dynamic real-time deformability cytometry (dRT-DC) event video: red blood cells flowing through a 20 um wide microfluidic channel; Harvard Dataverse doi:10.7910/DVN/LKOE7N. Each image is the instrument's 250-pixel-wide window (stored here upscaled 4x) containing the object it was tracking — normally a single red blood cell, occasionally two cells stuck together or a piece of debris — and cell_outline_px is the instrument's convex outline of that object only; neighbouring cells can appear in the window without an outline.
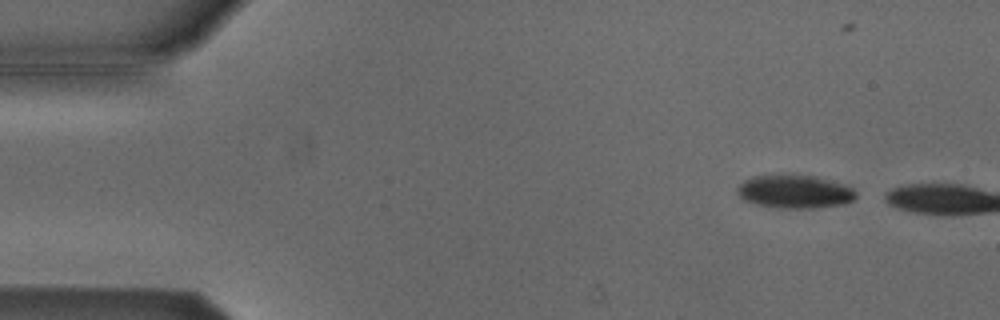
{"species": "Egyptian fruit bat (a non-hibernating species)", "species_latin": "Rousettus aegyptiacus", "temperature_condition": "cold", "stored_images_in_passage": 2, "camera_frame_rate_fps": 3000, "um_per_image_px": 0.085, "animal": {"sex": "male"}, "frame": {"image": 1, "passage_image": 1, "time_ms": 0.0, "image_size_px": [1000, 320], "cell_outline_px": [[856, 196], [852, 200], [844, 204], [812, 208], [788, 208], [756, 204], [744, 200], [736, 192], [736, 188], [744, 180], [752, 176], [816, 176], [848, 184], [856, 192]], "centroid_in_image_um": [67.58, 16.29], "position_along_channel_um": 17.4, "area_um2": 22.77}}